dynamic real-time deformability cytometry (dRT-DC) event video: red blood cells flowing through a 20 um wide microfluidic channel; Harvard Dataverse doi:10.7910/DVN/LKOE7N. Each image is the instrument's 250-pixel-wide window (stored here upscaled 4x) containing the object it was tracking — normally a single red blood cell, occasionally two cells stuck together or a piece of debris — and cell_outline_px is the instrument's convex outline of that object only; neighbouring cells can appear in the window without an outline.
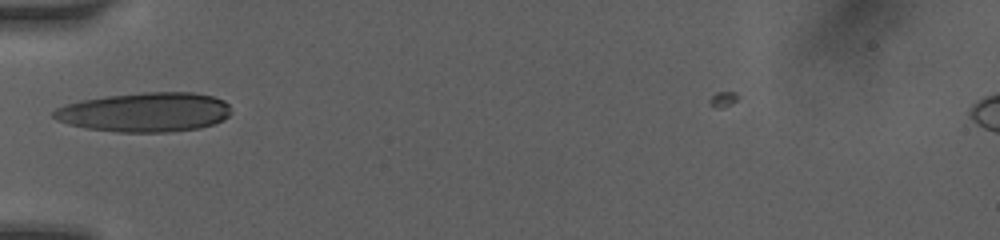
{"species": "human", "species_latin": "Homo sapiens", "temperature_condition": "room temperature", "stored_images_in_passage": 43, "camera_frame_rate_fps": 3000, "um_per_image_px": 0.085, "donor": {"sex": "female"}, "frame": {"image": 1, "passage_image": 1, "time_ms": 0.0, "image_size_px": [1000, 240], "cell_outline_px": [[232, 112], [228, 116], [212, 124], [200, 128], [168, 132], [120, 132], [88, 128], [68, 124], [56, 120], [52, 116], [52, 112], [56, 108], [64, 104], [80, 100], [104, 96], [144, 92], [192, 92], [212, 96], [224, 100], [228, 104]], "centroid_in_image_um": [12.3, 9.52], "position_along_channel_um": 72.7, "area_um2": 40.86}}
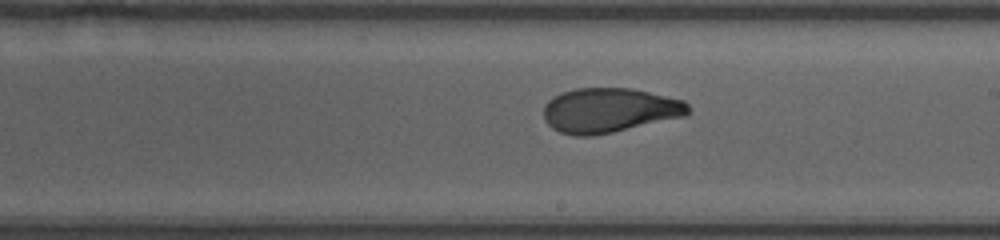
{"frame": {"image": 2, "passage_image": 17, "time_ms": 4.0, "image_size_px": [1000, 240], "cell_outline_px": [[688, 116], [612, 132], [592, 136], [576, 136], [560, 132], [552, 128], [544, 120], [544, 104], [552, 96], [560, 92], [576, 88], [632, 88], [684, 100], [688, 104]], "centroid_in_image_um": [51.78, 9.37], "position_along_channel_um": 237.2, "area_um2": 37.86}}
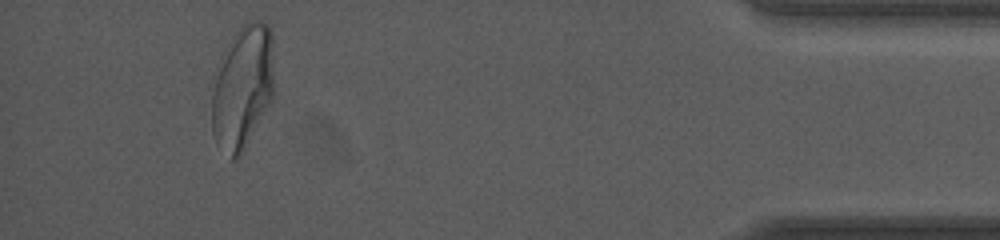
{"frame": {"image": 3, "passage_image": 39, "time_ms": 9.667, "image_size_px": [1000, 240], "cell_outline_px": [[276, 92], [272, 100], [244, 148], [236, 160], [232, 160], [216, 140], [212, 132], [212, 76], [220, 56], [224, 48], [232, 36], [244, 20], [260, 20], [268, 24], [272, 32], [276, 88]], "centroid_in_image_um": [20.64, 7.29], "position_along_channel_um": 414.6, "area_um2": 46.36}, "authors_computed_cell_mechanics": {"area_um2": 38.2636, "velocity_mm_per_s": 4.109, "shape_relaxation_time_tau1_ms": 5.0294, "shape_relaxation_time_tau2_ms": 1.1949, "deformation_change_tau1": 0.195, "deformation_change_tau2": 0.0698}}